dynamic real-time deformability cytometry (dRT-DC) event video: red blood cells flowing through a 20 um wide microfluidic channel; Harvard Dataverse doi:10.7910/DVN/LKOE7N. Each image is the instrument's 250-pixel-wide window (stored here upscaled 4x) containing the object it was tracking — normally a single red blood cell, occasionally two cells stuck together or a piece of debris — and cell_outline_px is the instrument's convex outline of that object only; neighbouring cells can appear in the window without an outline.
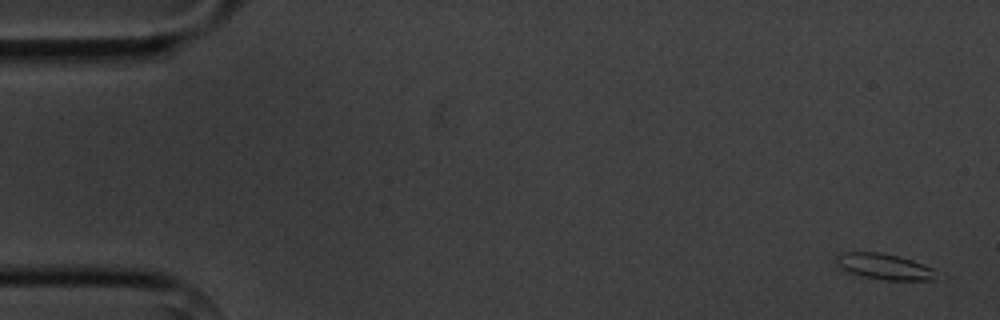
{"species": "common noctule bat (a hibernating species)", "species_latin": "Nyctalus noctula", "temperature_condition": "cold", "stored_images_in_passage": 5, "camera_frame_rate_fps": 3000, "um_per_image_px": 0.085, "animal": {"sex": "male", "body_mass_g": 20.1, "forearm_length_mm": 53.5}, "frame": {"image": 1, "passage_image": 1, "time_ms": 0.0, "image_size_px": [1000, 320], "cell_outline_px": [[940, 276], [936, 280], [888, 280], [864, 276], [848, 272], [836, 264], [836, 256], [844, 252], [880, 252], [912, 260], [932, 268]], "centroid_in_image_um": [75.2, 22.66], "position_along_channel_um": 9.8, "area_um2": 14.97}}
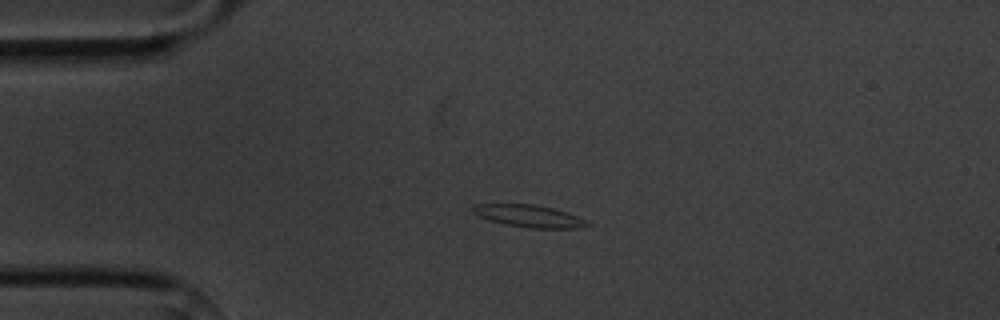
{"frame": {"image": 2, "passage_image": 4, "time_ms": 3.667, "image_size_px": [1000, 320], "cell_outline_px": [[592, 224], [580, 228], [532, 228], [508, 224], [488, 220], [472, 212], [472, 204], [532, 204], [552, 208], [576, 216]], "centroid_in_image_um": [44.93, 18.36], "position_along_channel_um": 40.1, "area_um2": 14.51}}